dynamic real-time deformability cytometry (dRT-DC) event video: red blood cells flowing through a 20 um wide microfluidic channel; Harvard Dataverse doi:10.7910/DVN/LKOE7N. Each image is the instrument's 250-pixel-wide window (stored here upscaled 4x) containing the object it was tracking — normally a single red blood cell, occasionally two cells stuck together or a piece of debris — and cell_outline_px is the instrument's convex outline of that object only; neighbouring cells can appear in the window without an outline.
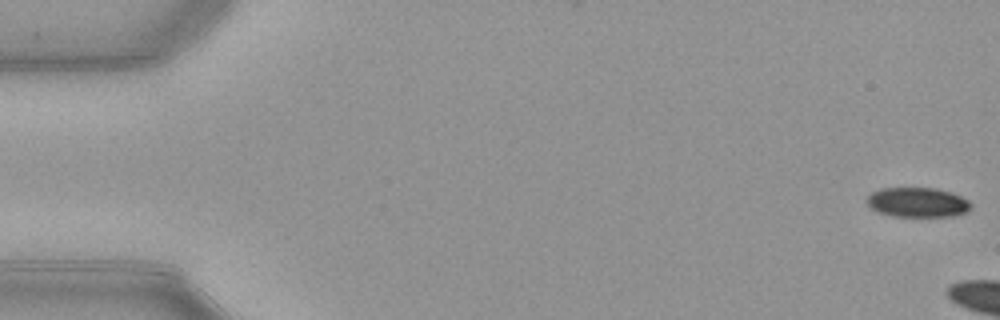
{"species": "common noctule bat (a hibernating species)", "species_latin": "Nyctalus noctula", "temperature_condition": "warm", "stored_images_in_passage": 7, "camera_frame_rate_fps": 3000, "um_per_image_px": 0.085, "animal": {"sex": "female", "body_mass_g": 21.9}, "frame": {"image": 1, "passage_image": 1, "time_ms": 0.0, "image_size_px": [1000, 320], "cell_outline_px": [[972, 208], [968, 212], [956, 216], [892, 216], [876, 212], [868, 208], [864, 200], [872, 192], [880, 188], [936, 188], [952, 192], [968, 200], [972, 204]], "centroid_in_image_um": [77.97, 17.2], "position_along_channel_um": 7.0, "area_um2": 18.44}}